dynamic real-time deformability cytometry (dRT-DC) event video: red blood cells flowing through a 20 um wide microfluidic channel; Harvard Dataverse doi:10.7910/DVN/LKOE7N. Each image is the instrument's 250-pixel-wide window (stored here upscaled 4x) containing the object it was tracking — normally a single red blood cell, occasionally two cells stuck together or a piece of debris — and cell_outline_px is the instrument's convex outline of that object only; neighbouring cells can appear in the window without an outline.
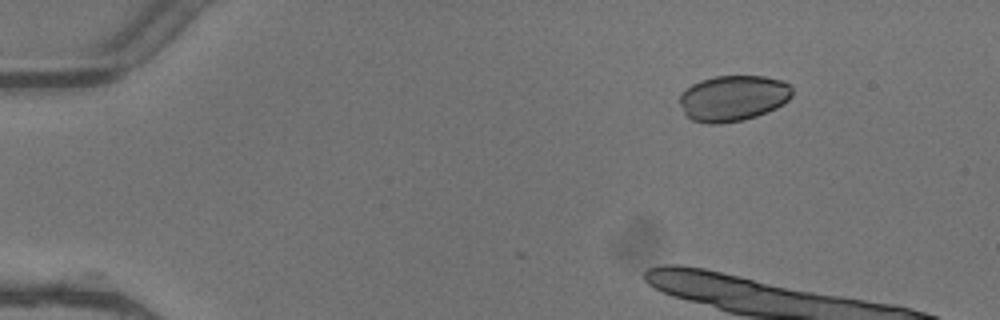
{"species": "common noctule bat (a hibernating species)", "species_latin": "Nyctalus noctula", "temperature_condition": "warm", "stored_images_in_passage": 4, "camera_frame_rate_fps": 3000, "um_per_image_px": 0.085, "animal": {"sex": "female"}, "frame": {"image": 1, "passage_image": 1, "time_ms": 0.0, "image_size_px": [1000, 320], "cell_outline_px": [[792, 96], [784, 104], [776, 108], [756, 116], [744, 120], [720, 124], [708, 124], [692, 120], [684, 112], [680, 104], [680, 92], [692, 84], [700, 80], [716, 76], [764, 76], [780, 80], [792, 84]], "centroid_in_image_um": [62.32, 8.34], "position_along_channel_um": 22.7, "area_um2": 30.29}}